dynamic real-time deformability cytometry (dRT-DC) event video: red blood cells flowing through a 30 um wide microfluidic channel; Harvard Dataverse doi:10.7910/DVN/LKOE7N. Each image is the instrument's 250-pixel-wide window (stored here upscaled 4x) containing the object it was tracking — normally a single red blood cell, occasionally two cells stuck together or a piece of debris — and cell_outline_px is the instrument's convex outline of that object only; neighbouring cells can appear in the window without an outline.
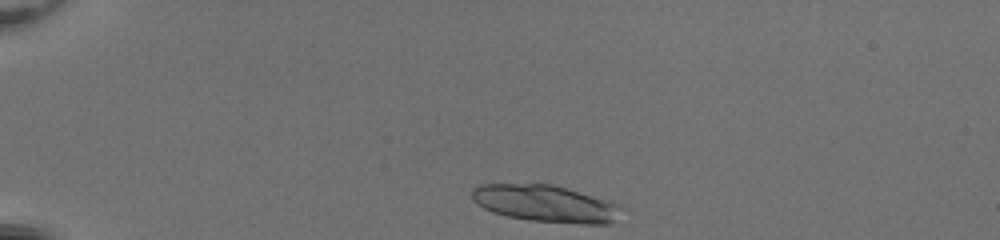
{"species": "common noctule bat (a hibernating species)", "species_latin": "Nyctalus noctula", "temperature_condition": "room temperature", "stored_images_in_passage": 39, "camera_frame_rate_fps": 3000, "um_per_image_px": 0.085, "animal": {"sex": "female", "body_mass_g": 20.0, "forearm_length_mm": 54.0}, "frame": {"image": 1, "passage_image": 1, "time_ms": 0.0, "image_size_px": [1000, 240], "cell_outline_px": [[620, 208], [612, 220], [608, 224], [580, 224], [528, 220], [508, 216], [492, 212], [476, 204], [472, 200], [472, 188], [480, 184], [552, 184], [612, 200], [620, 204]], "centroid_in_image_um": [46.34, 17.29], "position_along_channel_um": 38.7, "area_um2": 32.25}, "authors_computed_cell_mechanics": {"area_um2": 19.4208, "velocity_mm_per_s": 4.1343, "shape_relaxation_time_tau1_ms": 3.9164, "shape_relaxation_time_tau2_ms": 7.6349, "deformation_change_tau1": 0.1248, "deformation_change_tau2": 0.161}}